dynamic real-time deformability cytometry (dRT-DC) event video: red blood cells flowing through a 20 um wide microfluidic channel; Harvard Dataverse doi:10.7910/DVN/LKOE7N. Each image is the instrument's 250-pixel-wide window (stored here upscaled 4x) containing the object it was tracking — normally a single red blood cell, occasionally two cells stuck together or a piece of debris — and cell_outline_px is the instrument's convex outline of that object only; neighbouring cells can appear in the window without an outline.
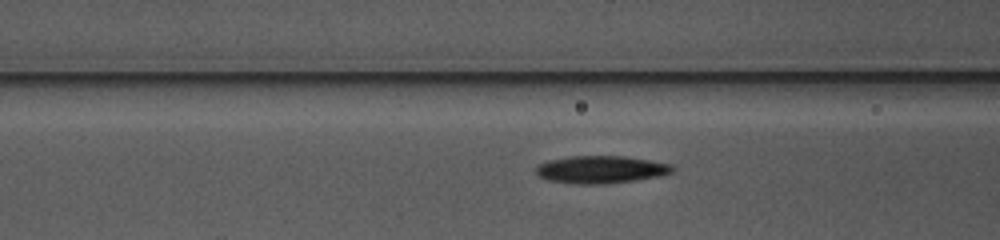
{"species": "common noctule bat (a hibernating species)", "species_latin": "Nyctalus noctula", "temperature_condition": "warm", "stored_images_in_passage": 40, "camera_frame_rate_fps": 3000, "um_per_image_px": 0.085, "animal": {"sex": "female", "body_mass_g": 10.0, "forearm_length_mm": 53.1}, "frame": {"image": 1, "passage_image": 7, "time_ms": 2.0, "image_size_px": [1000, 240], "cell_outline_px": [[676, 168], [672, 172], [660, 176], [636, 180], [600, 184], [572, 184], [548, 180], [540, 176], [536, 172], [536, 168], [540, 164], [548, 160], [572, 156], [624, 156], [672, 164]], "centroid_in_image_um": [51.1, 14.41], "position_along_channel_um": 115.5, "area_um2": 21.85}}
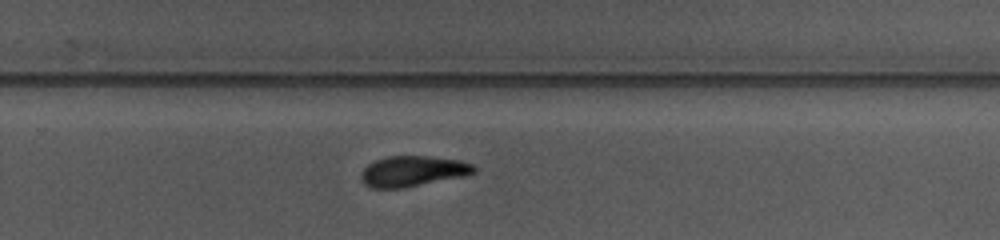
{"frame": {"image": 2, "passage_image": 21, "time_ms": 6.667, "image_size_px": [1000, 240], "cell_outline_px": [[476, 172], [468, 176], [404, 188], [372, 188], [364, 184], [360, 180], [360, 172], [368, 164], [376, 160], [388, 156], [428, 156], [460, 160], [472, 164], [476, 168]], "centroid_in_image_um": [35.1, 14.56], "position_along_channel_um": 294.7, "area_um2": 20.46}}
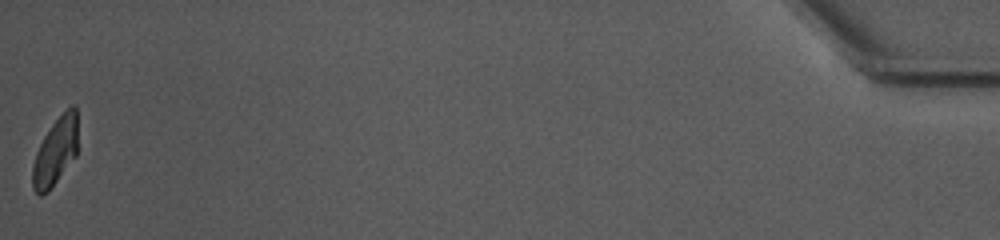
{"frame": {"image": 3, "passage_image": 40, "time_ms": 13.0, "image_size_px": [1000, 240], "cell_outline_px": [[76, 156], [48, 192], [40, 196], [32, 188], [32, 164], [36, 152], [44, 136], [52, 124], [72, 104], [76, 104]], "centroid_in_image_um": [4.69, 12.92], "position_along_channel_um": 430.5, "area_um2": 17.63}, "authors_computed_cell_mechanics": {"area_um2": 20.6346, "velocity_mm_per_s": 3.8429, "shape_relaxation_time_tau1_ms": 4.3228, "shape_relaxation_time_tau2_ms": null, "deformation_change_tau1": 0.1788, "deformation_change_tau2": null}}